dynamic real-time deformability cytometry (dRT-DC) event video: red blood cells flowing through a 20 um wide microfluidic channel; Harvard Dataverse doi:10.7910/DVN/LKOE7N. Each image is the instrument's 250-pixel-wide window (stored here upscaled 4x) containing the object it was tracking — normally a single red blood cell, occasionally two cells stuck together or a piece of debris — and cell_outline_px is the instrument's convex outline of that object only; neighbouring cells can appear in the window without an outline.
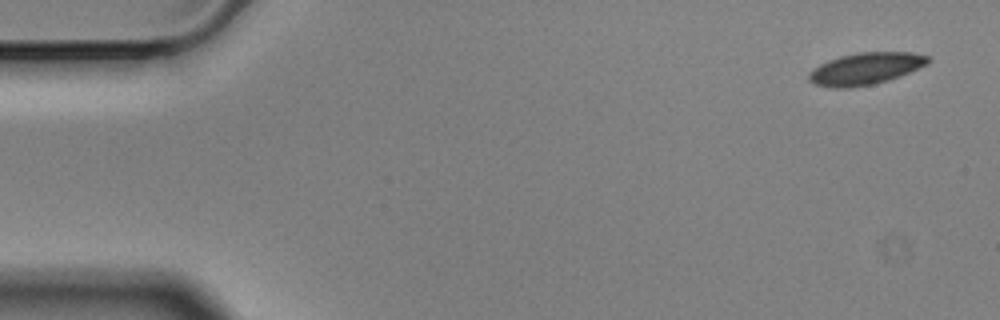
{"species": "Egyptian fruit bat (a non-hibernating species)", "species_latin": "Rousettus aegyptiacus", "temperature_condition": "cold", "stored_images_in_passage": 5, "camera_frame_rate_fps": 3000, "um_per_image_px": 0.085, "animal": {"sex": "male"}, "frame": {"image": 1, "passage_image": 1, "time_ms": 0.0, "image_size_px": [1000, 320], "cell_outline_px": [[932, 60], [928, 64], [900, 76], [888, 80], [872, 84], [848, 88], [832, 88], [816, 84], [808, 80], [808, 76], [820, 64], [828, 60], [840, 56], [860, 52], [912, 52], [928, 56]], "centroid_in_image_um": [73.61, 5.83], "position_along_channel_um": 11.4, "area_um2": 22.02}}
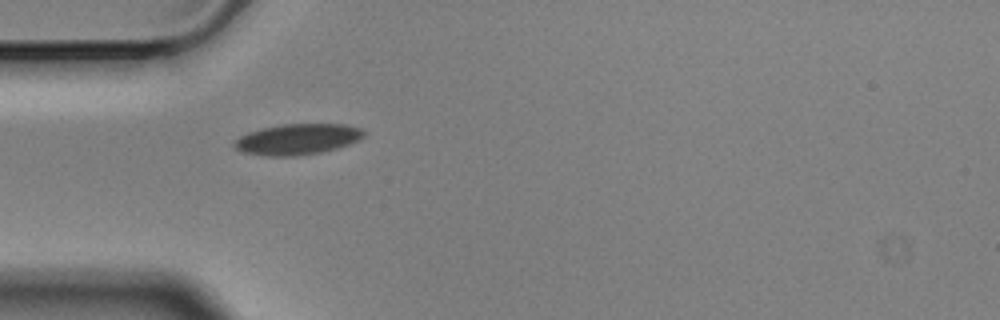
{"frame": {"image": 2, "passage_image": 5, "time_ms": 1.333, "image_size_px": [1000, 320], "cell_outline_px": [[364, 136], [348, 144], [336, 148], [320, 152], [296, 156], [268, 156], [240, 152], [232, 144], [240, 136], [248, 132], [280, 124], [344, 124], [360, 128], [364, 132]], "centroid_in_image_um": [25.24, 11.83], "position_along_channel_um": 59.8, "area_um2": 23.06}}